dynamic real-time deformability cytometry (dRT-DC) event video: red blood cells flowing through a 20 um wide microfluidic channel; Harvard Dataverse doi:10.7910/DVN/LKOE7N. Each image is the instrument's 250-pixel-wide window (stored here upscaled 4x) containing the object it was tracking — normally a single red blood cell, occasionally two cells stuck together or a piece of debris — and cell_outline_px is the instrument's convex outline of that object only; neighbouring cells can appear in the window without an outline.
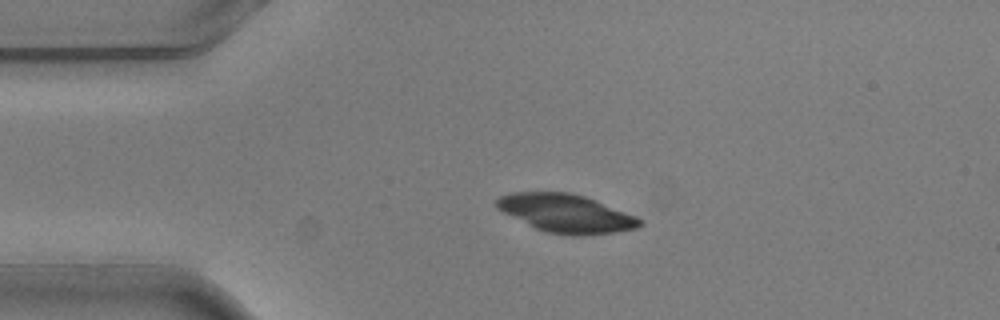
{"species": "common noctule bat (a hibernating species)", "species_latin": "Nyctalus noctula", "temperature_condition": "warm", "stored_images_in_passage": 3, "camera_frame_rate_fps": 3000, "um_per_image_px": 0.085, "animal": {"sex": "male", "body_mass_g": 20.5, "forearm_length_mm": 52.5}, "frame": {"image": 1, "passage_image": 2, "time_ms": 0.333, "image_size_px": [1000, 320], "cell_outline_px": [[644, 224], [636, 228], [612, 232], [584, 236], [572, 236], [548, 232], [536, 228], [496, 208], [496, 200], [500, 196], [512, 192], [568, 192], [584, 196], [636, 216], [644, 220]], "centroid_in_image_um": [48.13, 18.14], "position_along_channel_um": 36.9, "area_um2": 31.62}}